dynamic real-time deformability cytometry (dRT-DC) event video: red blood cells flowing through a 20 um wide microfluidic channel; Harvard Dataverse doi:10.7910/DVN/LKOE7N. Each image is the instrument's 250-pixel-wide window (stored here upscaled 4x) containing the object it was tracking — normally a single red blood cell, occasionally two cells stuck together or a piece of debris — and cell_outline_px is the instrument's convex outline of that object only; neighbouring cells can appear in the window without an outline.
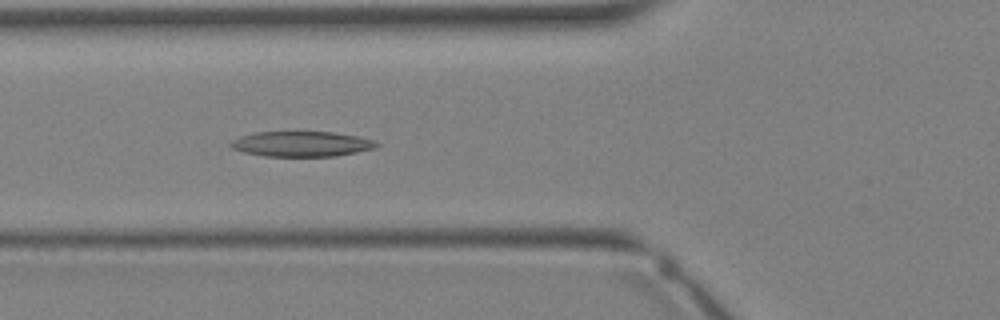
{"species": "Egyptian fruit bat (a non-hibernating species)", "species_latin": "Rousettus aegyptiacus", "temperature_condition": "warm", "stored_images_in_passage": 5, "camera_frame_rate_fps": 3000, "um_per_image_px": 0.085, "animal": {"sex": "female"}, "frame": {"image": 1, "passage_image": 5, "time_ms": 1.333, "image_size_px": [1000, 320], "cell_outline_px": [[380, 144], [376, 148], [336, 156], [264, 156], [244, 152], [232, 148], [228, 144], [232, 140], [240, 136], [256, 132], [332, 132], [360, 136], [376, 140]], "centroid_in_image_um": [25.67, 12.23], "position_along_channel_um": 100.1, "area_um2": 21.56}}